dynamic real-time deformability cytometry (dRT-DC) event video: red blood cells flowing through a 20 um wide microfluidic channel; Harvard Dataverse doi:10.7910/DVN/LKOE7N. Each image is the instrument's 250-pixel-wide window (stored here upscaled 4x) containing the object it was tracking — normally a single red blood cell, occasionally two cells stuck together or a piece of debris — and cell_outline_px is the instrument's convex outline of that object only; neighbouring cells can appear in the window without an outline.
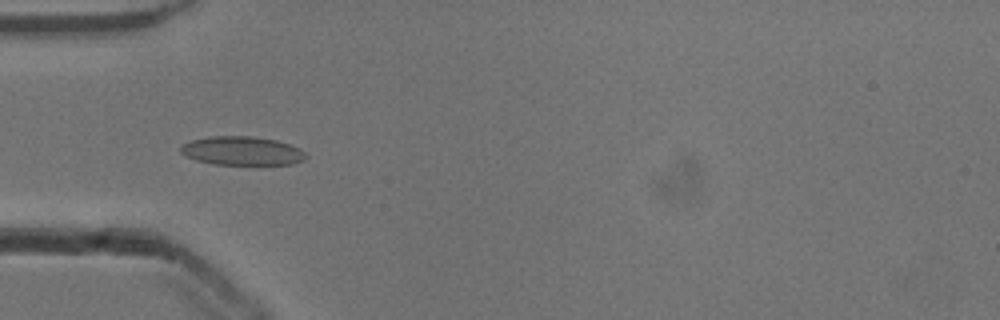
{"species": "common noctule bat (a hibernating species)", "species_latin": "Nyctalus noctula", "temperature_condition": "cold", "stored_images_in_passage": 38, "camera_frame_rate_fps": 3000, "um_per_image_px": 0.085, "animal": {"sex": "male", "body_mass_g": 13.3}, "frame": {"image": 1, "passage_image": 2, "time_ms": 0.333, "image_size_px": [1000, 320], "cell_outline_px": [[308, 156], [304, 160], [292, 164], [212, 164], [196, 160], [184, 156], [180, 152], [180, 148], [184, 144], [192, 140], [208, 136], [252, 136], [276, 140], [292, 144], [300, 148]], "centroid_in_image_um": [20.58, 12.82], "position_along_channel_um": 64.4, "area_um2": 21.1}}
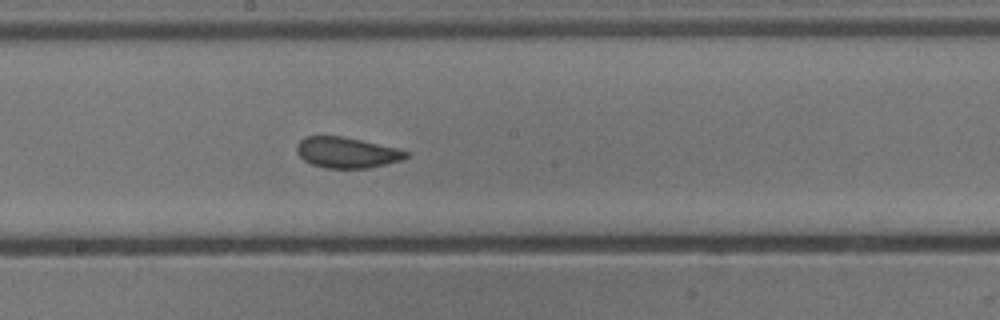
{"frame": {"image": 2, "passage_image": 14, "time_ms": 4.333, "image_size_px": [1000, 320], "cell_outline_px": [[412, 152], [404, 160], [368, 168], [324, 168], [312, 164], [304, 160], [296, 152], [296, 144], [304, 136], [340, 136], [360, 140], [396, 148]], "centroid_in_image_um": [29.48, 12.97], "position_along_channel_um": 218.7, "area_um2": 19.65}}
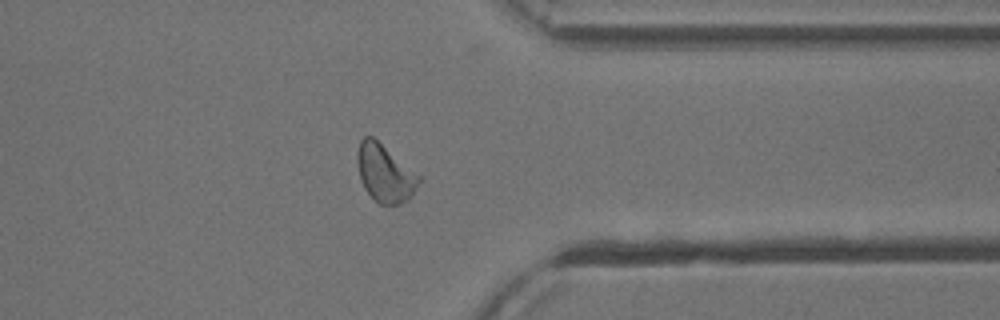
{"frame": {"image": 3, "passage_image": 27, "time_ms": 8.667, "image_size_px": [1000, 320], "cell_outline_px": [[420, 180], [412, 196], [408, 200], [400, 204], [380, 204], [364, 188], [360, 180], [356, 160], [356, 152], [360, 140], [364, 136], [372, 136], [420, 176]], "centroid_in_image_um": [32.69, 14.72], "position_along_channel_um": 378.7, "area_um2": 20.46}, "authors_computed_cell_mechanics": {"area_um2": 19.8543, "velocity_mm_per_s": 3.8619, "shape_relaxation_time_tau1_ms": null, "shape_relaxation_time_tau2_ms": 2.1279, "deformation_change_tau1": null, "deformation_change_tau2": 0.0768}}